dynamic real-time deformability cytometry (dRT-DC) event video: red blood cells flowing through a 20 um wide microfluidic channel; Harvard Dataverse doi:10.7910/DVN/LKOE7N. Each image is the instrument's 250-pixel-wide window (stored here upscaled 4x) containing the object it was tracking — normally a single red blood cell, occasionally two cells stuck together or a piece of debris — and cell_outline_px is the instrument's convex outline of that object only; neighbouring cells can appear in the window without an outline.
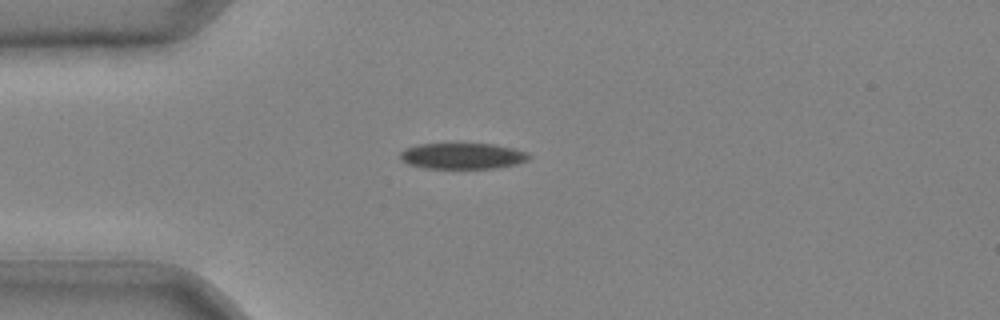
{"species": "common noctule bat (a hibernating species)", "species_latin": "Nyctalus noctula", "temperature_condition": "cold", "stored_images_in_passage": 31, "camera_frame_rate_fps": 3000, "um_per_image_px": 0.085, "animal": {"sex": "male", "body_mass_g": 20.4}, "frame": {"image": 1, "passage_image": 1, "time_ms": 0.0, "image_size_px": [1000, 320], "cell_outline_px": [[532, 156], [528, 160], [516, 164], [496, 168], [424, 168], [408, 164], [400, 160], [400, 152], [408, 148], [420, 144], [496, 144], [528, 152]], "centroid_in_image_um": [39.34, 13.26], "position_along_channel_um": 45.7, "area_um2": 19.48}}
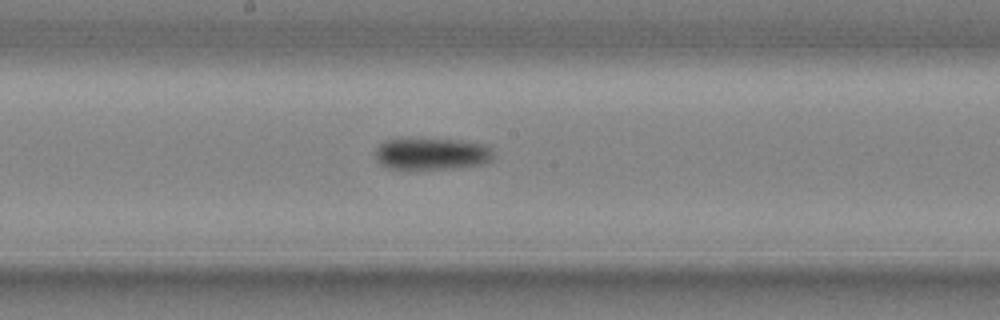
{"frame": {"image": 2, "passage_image": 13, "time_ms": 4.0, "image_size_px": [1000, 320], "cell_outline_px": [[492, 160], [484, 164], [452, 168], [388, 168], [380, 164], [376, 160], [372, 152], [384, 140], [460, 140], [488, 144], [492, 148]], "centroid_in_image_um": [36.71, 13.08], "position_along_channel_um": 211.5, "area_um2": 21.73}}
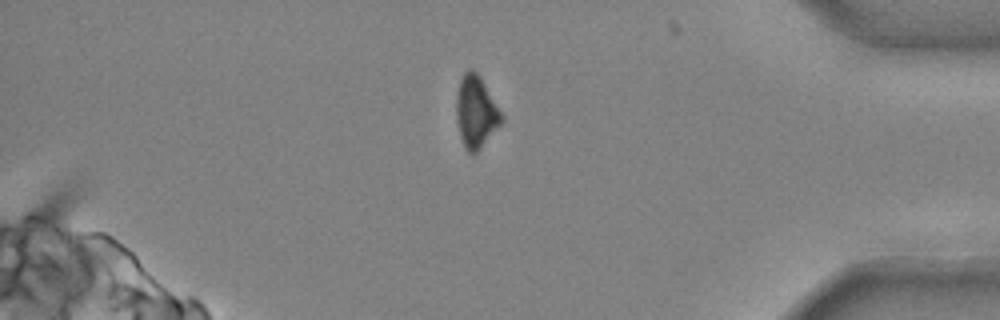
{"frame": {"image": 3, "passage_image": 27, "time_ms": 8.667, "image_size_px": [1000, 320], "cell_outline_px": [[504, 120], [480, 148], [476, 152], [468, 152], [464, 148], [460, 136], [456, 116], [456, 100], [460, 80], [464, 72], [468, 68], [472, 68], [476, 72], [504, 116]], "centroid_in_image_um": [40.44, 9.51], "position_along_channel_um": 394.8, "area_um2": 18.61}}